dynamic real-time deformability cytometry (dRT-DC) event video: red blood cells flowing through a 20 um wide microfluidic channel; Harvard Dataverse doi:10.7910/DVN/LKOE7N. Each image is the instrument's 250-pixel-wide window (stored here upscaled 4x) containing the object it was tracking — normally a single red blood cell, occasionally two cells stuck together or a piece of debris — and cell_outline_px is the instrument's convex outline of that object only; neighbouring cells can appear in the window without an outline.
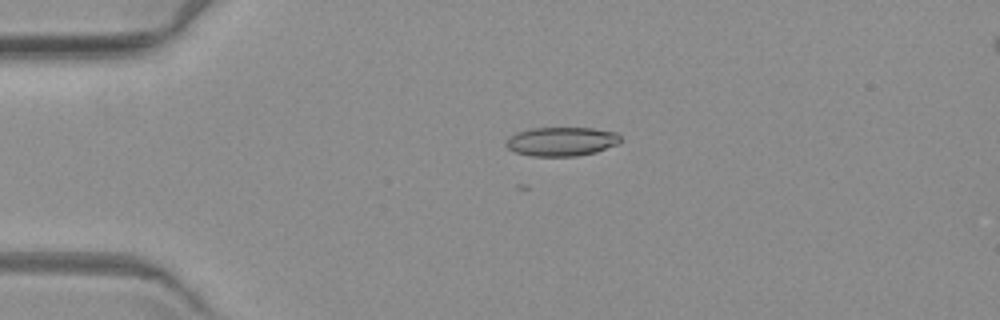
{"species": "common noctule bat (a hibernating species)", "species_latin": "Nyctalus noctula", "temperature_condition": "warm", "stored_images_in_passage": 3, "camera_frame_rate_fps": 3000, "um_per_image_px": 0.085, "animal": {"sex": "female", "body_mass_g": 19.3, "forearm_length_mm": 54.1}, "frame": {"image": 1, "passage_image": 1, "time_ms": 0.0, "image_size_px": [1000, 320], "cell_outline_px": [[620, 140], [616, 144], [596, 152], [576, 156], [532, 156], [516, 152], [508, 148], [504, 144], [504, 140], [508, 136], [516, 132], [532, 128], [592, 128], [616, 132], [620, 136]], "centroid_in_image_um": [47.67, 12.02], "position_along_channel_um": 37.3, "area_um2": 19.36}}